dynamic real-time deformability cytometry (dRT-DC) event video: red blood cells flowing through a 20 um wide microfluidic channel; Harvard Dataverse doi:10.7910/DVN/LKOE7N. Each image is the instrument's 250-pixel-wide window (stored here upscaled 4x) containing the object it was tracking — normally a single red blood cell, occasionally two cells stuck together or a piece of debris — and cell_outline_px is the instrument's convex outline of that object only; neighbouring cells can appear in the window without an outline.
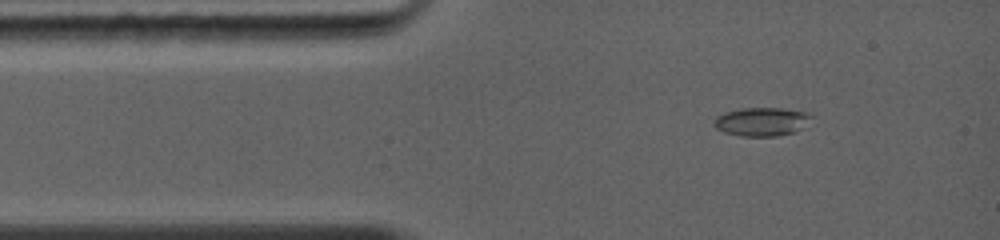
{"species": "common noctule bat (a hibernating species)", "species_latin": "Nyctalus noctula", "temperature_condition": "warm", "stored_images_in_passage": 3, "camera_frame_rate_fps": 5000, "um_per_image_px": 0.085, "animal": {"sex": "female", "body_mass_g": 19.0, "forearm_length_mm": 56.7}, "frame": {"image": 1, "passage_image": 2, "time_ms": 1.2, "image_size_px": [1000, 240], "cell_outline_px": [[812, 116], [800, 128], [792, 132], [776, 136], [740, 136], [724, 132], [716, 128], [712, 124], [712, 120], [716, 116], [724, 112], [740, 108], [780, 108], [804, 112]], "centroid_in_image_um": [64.62, 10.34], "position_along_channel_um": 20.4, "area_um2": 16.01}}